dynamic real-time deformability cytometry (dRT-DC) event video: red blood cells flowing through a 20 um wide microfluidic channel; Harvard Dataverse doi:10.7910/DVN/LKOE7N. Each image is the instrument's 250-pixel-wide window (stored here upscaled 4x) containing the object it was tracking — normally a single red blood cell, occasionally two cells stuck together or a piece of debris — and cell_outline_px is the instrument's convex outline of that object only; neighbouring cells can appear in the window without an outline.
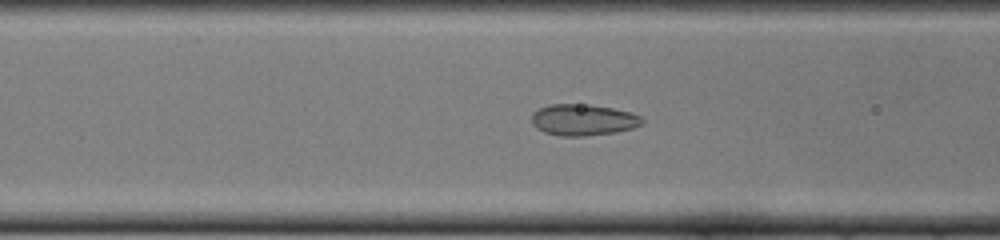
{"species": "common noctule bat (a hibernating species)", "species_latin": "Nyctalus noctula", "temperature_condition": "cold", "stored_images_in_passage": 27, "camera_frame_rate_fps": 3000, "um_per_image_px": 0.085, "animal": {"sex": "female", "body_mass_g": 22.0, "forearm_length_mm": 56.7}, "frame": {"image": 1, "passage_image": 5, "time_ms": 1.333, "image_size_px": [1000, 240], "cell_outline_px": [[644, 120], [640, 124], [632, 128], [616, 132], [584, 136], [560, 136], [544, 132], [536, 128], [532, 124], [532, 112], [548, 104], [588, 104], [612, 108], [632, 112], [640, 116]], "centroid_in_image_um": [49.54, 10.18], "position_along_channel_um": 117.1, "area_um2": 20.23}}
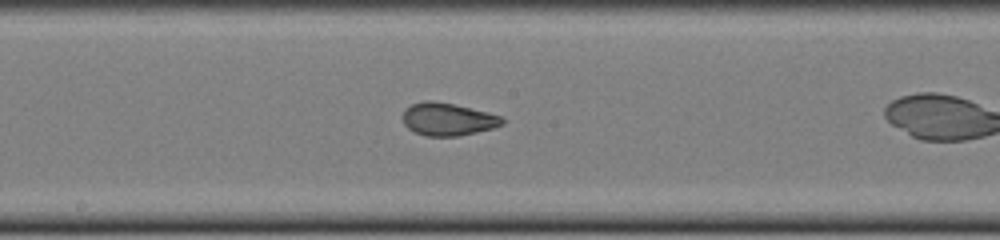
{"frame": {"image": 2, "passage_image": 12, "time_ms": 3.667, "image_size_px": [1000, 240], "cell_outline_px": [[504, 124], [492, 128], [460, 136], [424, 136], [408, 128], [404, 124], [404, 108], [412, 104], [424, 100], [432, 100], [452, 104], [488, 112], [500, 116], [504, 120]], "centroid_in_image_um": [38.05, 10.13], "position_along_channel_um": 210.1, "area_um2": 18.84}}
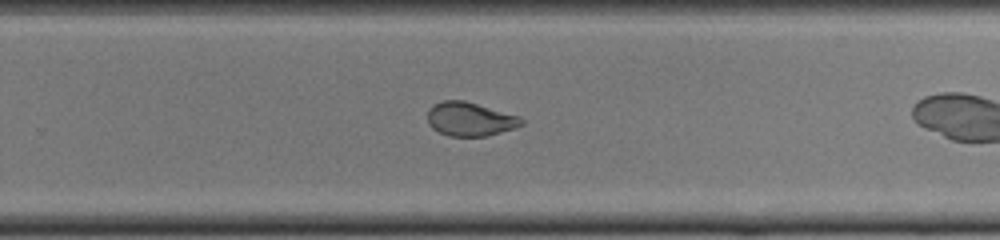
{"frame": {"image": 3, "passage_image": 18, "time_ms": 5.667, "image_size_px": [1000, 240], "cell_outline_px": [[524, 124], [488, 136], [448, 136], [432, 128], [428, 124], [428, 108], [432, 104], [444, 100], [464, 100], [520, 116], [524, 120]], "centroid_in_image_um": [39.93, 10.11], "position_along_channel_um": 289.9, "area_um2": 18.55}}